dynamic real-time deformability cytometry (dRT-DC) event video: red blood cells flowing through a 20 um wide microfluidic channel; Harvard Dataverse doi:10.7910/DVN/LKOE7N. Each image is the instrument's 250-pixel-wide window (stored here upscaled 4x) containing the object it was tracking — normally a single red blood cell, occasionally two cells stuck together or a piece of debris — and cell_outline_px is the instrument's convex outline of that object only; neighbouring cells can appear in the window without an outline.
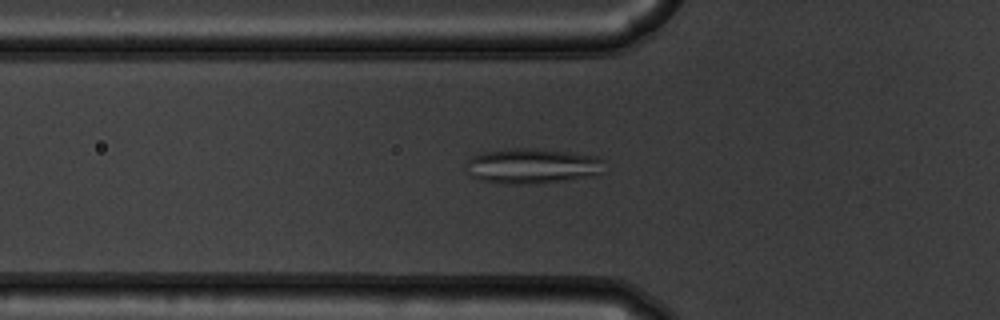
{"species": "common noctule bat (a hibernating species)", "species_latin": "Nyctalus noctula", "temperature_condition": "warm", "stored_images_in_passage": 50, "camera_frame_rate_fps": 3000, "um_per_image_px": 0.085, "animal": {"sex": "male", "body_mass_g": 19.5, "forearm_length_mm": 54.6}, "frame": {"image": 1, "passage_image": 15, "time_ms": 4.667, "image_size_px": [1000, 320], "cell_outline_px": [[604, 172], [596, 176], [520, 184], [508, 184], [480, 180], [464, 172], [468, 160], [472, 156], [484, 152], [512, 148], [532, 148], [572, 152], [596, 156], [604, 160]], "centroid_in_image_um": [45.25, 14.09], "position_along_channel_um": 80.6, "area_um2": 28.38}}
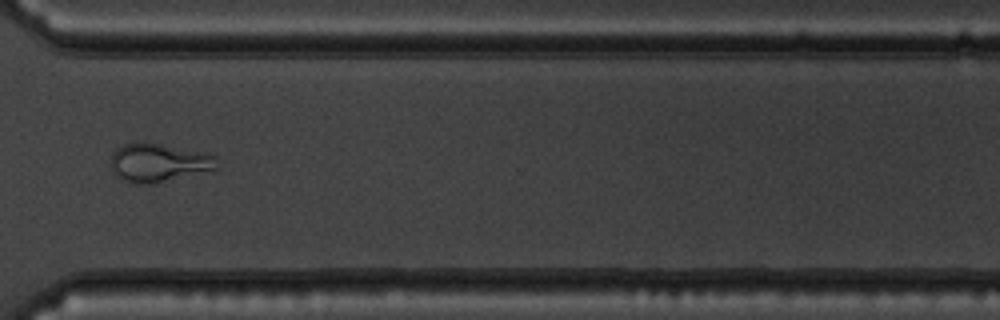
{"frame": {"image": 2, "passage_image": 37, "time_ms": 12.0, "image_size_px": [1000, 320], "cell_outline_px": [[216, 168], [212, 172], [148, 184], [132, 184], [120, 180], [116, 176], [112, 168], [112, 152], [116, 148], [124, 144], [160, 144], [208, 152], [216, 156]], "centroid_in_image_um": [13.53, 13.86], "position_along_channel_um": 357.1, "area_um2": 23.93}}
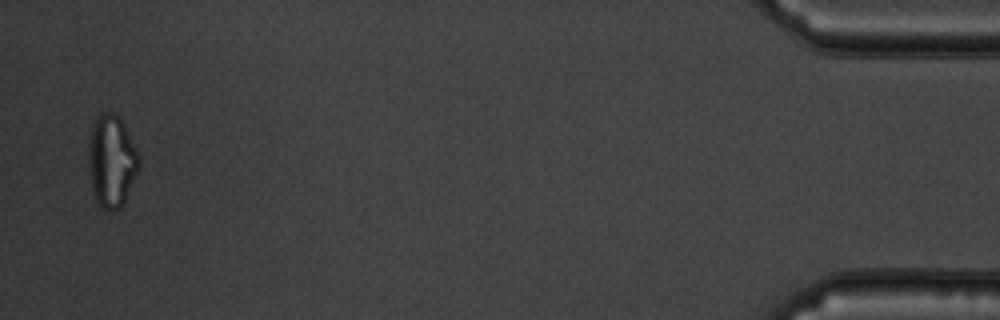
{"frame": {"image": 3, "passage_image": 49, "time_ms": 16.0, "image_size_px": [1000, 320], "cell_outline_px": [[140, 168], [120, 208], [104, 208], [96, 200], [92, 188], [88, 172], [88, 148], [92, 124], [96, 116], [100, 112], [112, 112], [120, 116], [140, 156]], "centroid_in_image_um": [9.48, 13.61], "position_along_channel_um": 425.7, "area_um2": 27.17}}